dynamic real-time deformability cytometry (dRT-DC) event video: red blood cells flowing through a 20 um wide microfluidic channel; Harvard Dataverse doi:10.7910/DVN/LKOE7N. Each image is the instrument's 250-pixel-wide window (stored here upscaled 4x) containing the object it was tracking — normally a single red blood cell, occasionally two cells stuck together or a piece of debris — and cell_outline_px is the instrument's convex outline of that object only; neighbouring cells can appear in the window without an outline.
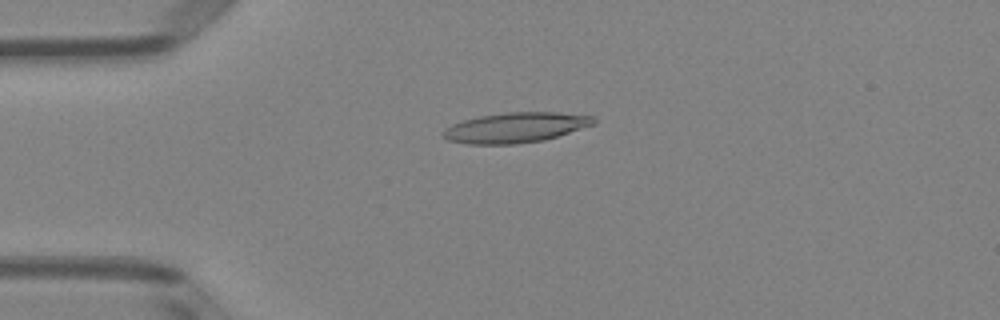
{"species": "Egyptian fruit bat (a non-hibernating species)", "species_latin": "Rousettus aegyptiacus", "temperature_condition": "room temperature", "stored_images_in_passage": 41, "camera_frame_rate_fps": 3000, "um_per_image_px": 0.085, "animal": {"sex": "female"}, "frame": {"image": 1, "passage_image": 3, "time_ms": 0.667, "image_size_px": [1000, 320], "cell_outline_px": [[596, 124], [544, 140], [516, 144], [468, 144], [448, 140], [444, 136], [444, 128], [452, 124], [464, 120], [480, 116], [504, 112], [556, 112], [592, 116], [596, 120]], "centroid_in_image_um": [43.84, 10.84], "position_along_channel_um": 41.2, "area_um2": 26.36}}
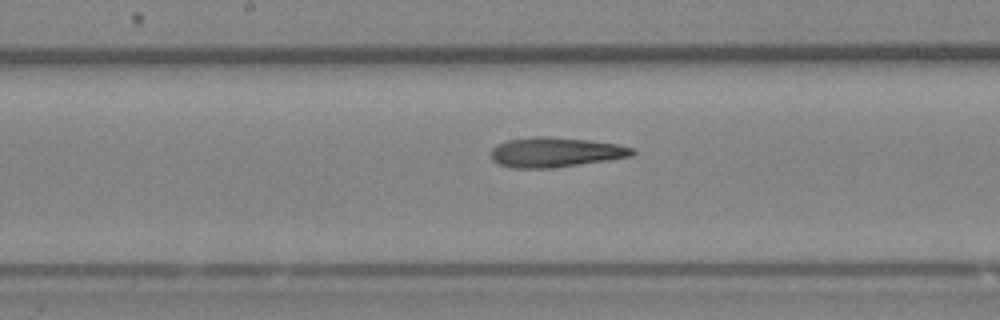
{"frame": {"image": 2, "passage_image": 17, "time_ms": 5.333, "image_size_px": [1000, 320], "cell_outline_px": [[636, 152], [632, 156], [608, 160], [548, 168], [512, 168], [500, 164], [492, 160], [492, 148], [496, 144], [508, 140], [536, 136], [548, 136], [588, 140], [620, 144], [636, 148]], "centroid_in_image_um": [47.24, 12.93], "position_along_channel_um": 201.0, "area_um2": 24.57}}
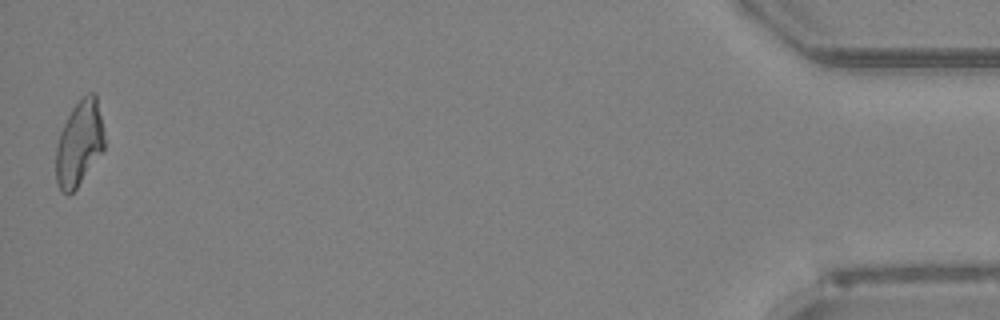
{"frame": {"image": 3, "passage_image": 41, "time_ms": 13.333, "image_size_px": [1000, 320], "cell_outline_px": [[104, 148], [76, 188], [68, 196], [60, 192], [56, 184], [56, 144], [60, 132], [72, 108], [88, 92], [96, 92], [104, 136]], "centroid_in_image_um": [6.71, 12.2], "position_along_channel_um": 428.5, "area_um2": 23.87}, "authors_computed_cell_mechanics": {"area_um2": 24.565, "velocity_mm_per_s": 3.9899, "shape_relaxation_time_tau1_ms": null, "shape_relaxation_time_tau2_ms": 5.8289, "deformation_change_tau1": null, "deformation_change_tau2": 0.2027}}